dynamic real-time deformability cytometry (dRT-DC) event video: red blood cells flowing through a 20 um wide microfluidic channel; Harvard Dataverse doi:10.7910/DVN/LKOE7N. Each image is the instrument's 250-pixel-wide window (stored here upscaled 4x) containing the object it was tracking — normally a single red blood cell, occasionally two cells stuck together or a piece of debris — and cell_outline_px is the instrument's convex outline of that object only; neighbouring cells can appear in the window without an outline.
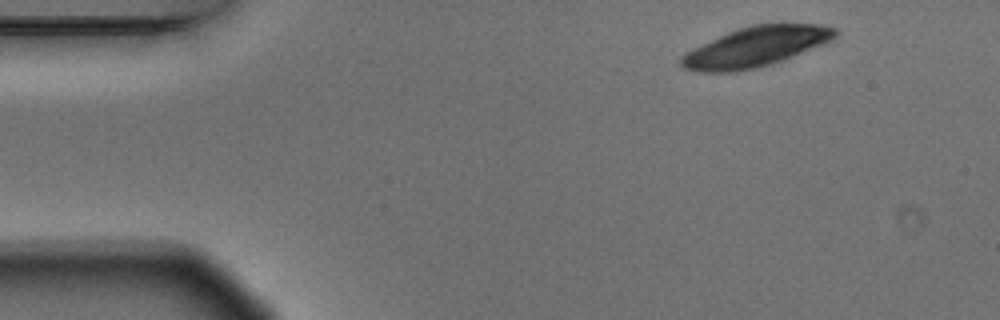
{"species": "Egyptian fruit bat (a non-hibernating species)", "species_latin": "Rousettus aegyptiacus", "temperature_condition": "warm", "stored_images_in_passage": 3, "camera_frame_rate_fps": 3000, "um_per_image_px": 0.085, "animal": {"sex": "male"}, "frame": {"image": 1, "passage_image": 1, "time_ms": 0.0, "image_size_px": [1000, 320], "cell_outline_px": [[840, 32], [836, 40], [784, 60], [772, 64], [756, 68], [732, 72], [696, 72], [684, 68], [680, 64], [680, 60], [688, 52], [736, 28], [752, 24], [816, 24], [836, 28]], "centroid_in_image_um": [64.35, 3.98], "position_along_channel_um": 20.6, "area_um2": 35.84}}